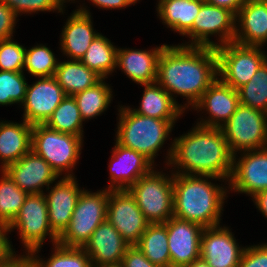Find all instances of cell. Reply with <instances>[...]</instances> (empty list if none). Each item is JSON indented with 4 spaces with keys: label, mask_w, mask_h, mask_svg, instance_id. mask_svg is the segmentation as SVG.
<instances>
[{
    "label": "cell",
    "mask_w": 267,
    "mask_h": 267,
    "mask_svg": "<svg viewBox=\"0 0 267 267\" xmlns=\"http://www.w3.org/2000/svg\"><path fill=\"white\" fill-rule=\"evenodd\" d=\"M218 78L216 49L166 45L158 60L157 80L178 104L174 94L185 97L183 110L194 106Z\"/></svg>",
    "instance_id": "cell-1"
},
{
    "label": "cell",
    "mask_w": 267,
    "mask_h": 267,
    "mask_svg": "<svg viewBox=\"0 0 267 267\" xmlns=\"http://www.w3.org/2000/svg\"><path fill=\"white\" fill-rule=\"evenodd\" d=\"M167 153L166 165L175 167L171 171L177 168L172 173L214 176L223 182L231 177L233 154L221 128L197 124L188 133L176 137Z\"/></svg>",
    "instance_id": "cell-2"
},
{
    "label": "cell",
    "mask_w": 267,
    "mask_h": 267,
    "mask_svg": "<svg viewBox=\"0 0 267 267\" xmlns=\"http://www.w3.org/2000/svg\"><path fill=\"white\" fill-rule=\"evenodd\" d=\"M211 178L221 179L173 173V217L204 228L220 225L227 188L208 182Z\"/></svg>",
    "instance_id": "cell-3"
},
{
    "label": "cell",
    "mask_w": 267,
    "mask_h": 267,
    "mask_svg": "<svg viewBox=\"0 0 267 267\" xmlns=\"http://www.w3.org/2000/svg\"><path fill=\"white\" fill-rule=\"evenodd\" d=\"M118 110L115 141L142 154L154 165L155 156L169 137L174 124L170 120L139 115L128 106H121Z\"/></svg>",
    "instance_id": "cell-4"
},
{
    "label": "cell",
    "mask_w": 267,
    "mask_h": 267,
    "mask_svg": "<svg viewBox=\"0 0 267 267\" xmlns=\"http://www.w3.org/2000/svg\"><path fill=\"white\" fill-rule=\"evenodd\" d=\"M82 143L83 136L62 133L45 124L33 125L31 150L41 156L58 176L67 171L65 177H73L71 171L79 160Z\"/></svg>",
    "instance_id": "cell-5"
},
{
    "label": "cell",
    "mask_w": 267,
    "mask_h": 267,
    "mask_svg": "<svg viewBox=\"0 0 267 267\" xmlns=\"http://www.w3.org/2000/svg\"><path fill=\"white\" fill-rule=\"evenodd\" d=\"M108 198L107 188L94 193L83 189L68 227L58 237V243L65 247L83 248L94 230L107 220Z\"/></svg>",
    "instance_id": "cell-6"
},
{
    "label": "cell",
    "mask_w": 267,
    "mask_h": 267,
    "mask_svg": "<svg viewBox=\"0 0 267 267\" xmlns=\"http://www.w3.org/2000/svg\"><path fill=\"white\" fill-rule=\"evenodd\" d=\"M165 175L153 168L127 189L150 224L173 217V173Z\"/></svg>",
    "instance_id": "cell-7"
},
{
    "label": "cell",
    "mask_w": 267,
    "mask_h": 267,
    "mask_svg": "<svg viewBox=\"0 0 267 267\" xmlns=\"http://www.w3.org/2000/svg\"><path fill=\"white\" fill-rule=\"evenodd\" d=\"M260 46H245L229 42L216 48L219 79L235 90L248 83L267 60Z\"/></svg>",
    "instance_id": "cell-8"
},
{
    "label": "cell",
    "mask_w": 267,
    "mask_h": 267,
    "mask_svg": "<svg viewBox=\"0 0 267 267\" xmlns=\"http://www.w3.org/2000/svg\"><path fill=\"white\" fill-rule=\"evenodd\" d=\"M233 155L267 147V113L239 105L221 127Z\"/></svg>",
    "instance_id": "cell-9"
},
{
    "label": "cell",
    "mask_w": 267,
    "mask_h": 267,
    "mask_svg": "<svg viewBox=\"0 0 267 267\" xmlns=\"http://www.w3.org/2000/svg\"><path fill=\"white\" fill-rule=\"evenodd\" d=\"M18 229L20 239L28 254H38L46 236L52 244L58 243V236L52 231L48 221V205L44 193L28 194L19 214L9 225V232Z\"/></svg>",
    "instance_id": "cell-10"
},
{
    "label": "cell",
    "mask_w": 267,
    "mask_h": 267,
    "mask_svg": "<svg viewBox=\"0 0 267 267\" xmlns=\"http://www.w3.org/2000/svg\"><path fill=\"white\" fill-rule=\"evenodd\" d=\"M236 24V15L232 11L205 1L193 22V27L185 34L191 38L190 44L182 43L181 45L216 49L229 42H234ZM215 34L220 37L219 44L209 39L211 35Z\"/></svg>",
    "instance_id": "cell-11"
},
{
    "label": "cell",
    "mask_w": 267,
    "mask_h": 267,
    "mask_svg": "<svg viewBox=\"0 0 267 267\" xmlns=\"http://www.w3.org/2000/svg\"><path fill=\"white\" fill-rule=\"evenodd\" d=\"M107 220L130 245H136L150 224L128 190H109Z\"/></svg>",
    "instance_id": "cell-12"
},
{
    "label": "cell",
    "mask_w": 267,
    "mask_h": 267,
    "mask_svg": "<svg viewBox=\"0 0 267 267\" xmlns=\"http://www.w3.org/2000/svg\"><path fill=\"white\" fill-rule=\"evenodd\" d=\"M243 154L239 159L233 155L228 189L254 197L267 189V147L243 151Z\"/></svg>",
    "instance_id": "cell-13"
},
{
    "label": "cell",
    "mask_w": 267,
    "mask_h": 267,
    "mask_svg": "<svg viewBox=\"0 0 267 267\" xmlns=\"http://www.w3.org/2000/svg\"><path fill=\"white\" fill-rule=\"evenodd\" d=\"M66 97L56 78L41 77L32 85H27L23 119L31 124H45L54 110Z\"/></svg>",
    "instance_id": "cell-14"
},
{
    "label": "cell",
    "mask_w": 267,
    "mask_h": 267,
    "mask_svg": "<svg viewBox=\"0 0 267 267\" xmlns=\"http://www.w3.org/2000/svg\"><path fill=\"white\" fill-rule=\"evenodd\" d=\"M228 227H206L200 239V258L210 267H238L244 252Z\"/></svg>",
    "instance_id": "cell-15"
},
{
    "label": "cell",
    "mask_w": 267,
    "mask_h": 267,
    "mask_svg": "<svg viewBox=\"0 0 267 267\" xmlns=\"http://www.w3.org/2000/svg\"><path fill=\"white\" fill-rule=\"evenodd\" d=\"M165 224L171 267H186L200 258V239L204 227L175 217Z\"/></svg>",
    "instance_id": "cell-16"
},
{
    "label": "cell",
    "mask_w": 267,
    "mask_h": 267,
    "mask_svg": "<svg viewBox=\"0 0 267 267\" xmlns=\"http://www.w3.org/2000/svg\"><path fill=\"white\" fill-rule=\"evenodd\" d=\"M4 171L10 176L15 184L28 194L44 193L50 189V185L60 178L52 167L33 150L18 161L7 166Z\"/></svg>",
    "instance_id": "cell-17"
},
{
    "label": "cell",
    "mask_w": 267,
    "mask_h": 267,
    "mask_svg": "<svg viewBox=\"0 0 267 267\" xmlns=\"http://www.w3.org/2000/svg\"><path fill=\"white\" fill-rule=\"evenodd\" d=\"M240 105L238 90L222 82L219 77L203 93L192 109H206L208 119L197 124L206 127L221 128Z\"/></svg>",
    "instance_id": "cell-18"
},
{
    "label": "cell",
    "mask_w": 267,
    "mask_h": 267,
    "mask_svg": "<svg viewBox=\"0 0 267 267\" xmlns=\"http://www.w3.org/2000/svg\"><path fill=\"white\" fill-rule=\"evenodd\" d=\"M75 176H63L48 194L44 193L48 205V221L52 231L59 237L68 227L82 189Z\"/></svg>",
    "instance_id": "cell-19"
},
{
    "label": "cell",
    "mask_w": 267,
    "mask_h": 267,
    "mask_svg": "<svg viewBox=\"0 0 267 267\" xmlns=\"http://www.w3.org/2000/svg\"><path fill=\"white\" fill-rule=\"evenodd\" d=\"M110 181L108 190H127L140 177L148 174L154 165L142 154L116 142L109 163Z\"/></svg>",
    "instance_id": "cell-20"
},
{
    "label": "cell",
    "mask_w": 267,
    "mask_h": 267,
    "mask_svg": "<svg viewBox=\"0 0 267 267\" xmlns=\"http://www.w3.org/2000/svg\"><path fill=\"white\" fill-rule=\"evenodd\" d=\"M130 245L108 221L102 222L92 233L83 249L89 255L92 267L119 264Z\"/></svg>",
    "instance_id": "cell-21"
},
{
    "label": "cell",
    "mask_w": 267,
    "mask_h": 267,
    "mask_svg": "<svg viewBox=\"0 0 267 267\" xmlns=\"http://www.w3.org/2000/svg\"><path fill=\"white\" fill-rule=\"evenodd\" d=\"M236 22L234 42L262 47L267 42V0H245Z\"/></svg>",
    "instance_id": "cell-22"
},
{
    "label": "cell",
    "mask_w": 267,
    "mask_h": 267,
    "mask_svg": "<svg viewBox=\"0 0 267 267\" xmlns=\"http://www.w3.org/2000/svg\"><path fill=\"white\" fill-rule=\"evenodd\" d=\"M90 12L79 7L67 19L60 38L61 50L71 60H81L99 32L94 31Z\"/></svg>",
    "instance_id": "cell-23"
},
{
    "label": "cell",
    "mask_w": 267,
    "mask_h": 267,
    "mask_svg": "<svg viewBox=\"0 0 267 267\" xmlns=\"http://www.w3.org/2000/svg\"><path fill=\"white\" fill-rule=\"evenodd\" d=\"M166 44L152 50H117L116 67L121 69L132 81L140 84H152L157 80L158 60Z\"/></svg>",
    "instance_id": "cell-24"
},
{
    "label": "cell",
    "mask_w": 267,
    "mask_h": 267,
    "mask_svg": "<svg viewBox=\"0 0 267 267\" xmlns=\"http://www.w3.org/2000/svg\"><path fill=\"white\" fill-rule=\"evenodd\" d=\"M33 125L24 119L22 123L0 122L1 169L15 163L31 150Z\"/></svg>",
    "instance_id": "cell-25"
},
{
    "label": "cell",
    "mask_w": 267,
    "mask_h": 267,
    "mask_svg": "<svg viewBox=\"0 0 267 267\" xmlns=\"http://www.w3.org/2000/svg\"><path fill=\"white\" fill-rule=\"evenodd\" d=\"M144 91L139 109H133L139 115L161 120H170L174 125L185 112L183 105L177 104L172 96L157 82L144 84Z\"/></svg>",
    "instance_id": "cell-26"
},
{
    "label": "cell",
    "mask_w": 267,
    "mask_h": 267,
    "mask_svg": "<svg viewBox=\"0 0 267 267\" xmlns=\"http://www.w3.org/2000/svg\"><path fill=\"white\" fill-rule=\"evenodd\" d=\"M205 0H159L157 12L159 19L180 35L193 27V22Z\"/></svg>",
    "instance_id": "cell-27"
},
{
    "label": "cell",
    "mask_w": 267,
    "mask_h": 267,
    "mask_svg": "<svg viewBox=\"0 0 267 267\" xmlns=\"http://www.w3.org/2000/svg\"><path fill=\"white\" fill-rule=\"evenodd\" d=\"M54 77L67 96H74L93 87L103 79L80 60L71 59L70 61L58 62Z\"/></svg>",
    "instance_id": "cell-28"
},
{
    "label": "cell",
    "mask_w": 267,
    "mask_h": 267,
    "mask_svg": "<svg viewBox=\"0 0 267 267\" xmlns=\"http://www.w3.org/2000/svg\"><path fill=\"white\" fill-rule=\"evenodd\" d=\"M136 246L151 263L171 267L165 223L149 224Z\"/></svg>",
    "instance_id": "cell-29"
},
{
    "label": "cell",
    "mask_w": 267,
    "mask_h": 267,
    "mask_svg": "<svg viewBox=\"0 0 267 267\" xmlns=\"http://www.w3.org/2000/svg\"><path fill=\"white\" fill-rule=\"evenodd\" d=\"M117 50L108 38L99 33L80 61L106 79L117 68Z\"/></svg>",
    "instance_id": "cell-30"
},
{
    "label": "cell",
    "mask_w": 267,
    "mask_h": 267,
    "mask_svg": "<svg viewBox=\"0 0 267 267\" xmlns=\"http://www.w3.org/2000/svg\"><path fill=\"white\" fill-rule=\"evenodd\" d=\"M104 80L73 96L83 121L101 115L110 105L113 98L112 89Z\"/></svg>",
    "instance_id": "cell-31"
},
{
    "label": "cell",
    "mask_w": 267,
    "mask_h": 267,
    "mask_svg": "<svg viewBox=\"0 0 267 267\" xmlns=\"http://www.w3.org/2000/svg\"><path fill=\"white\" fill-rule=\"evenodd\" d=\"M82 124L83 119L75 98L67 95L45 123L50 129L76 136H83Z\"/></svg>",
    "instance_id": "cell-32"
},
{
    "label": "cell",
    "mask_w": 267,
    "mask_h": 267,
    "mask_svg": "<svg viewBox=\"0 0 267 267\" xmlns=\"http://www.w3.org/2000/svg\"><path fill=\"white\" fill-rule=\"evenodd\" d=\"M1 174L0 222L9 226L19 214L28 193L20 189L4 170Z\"/></svg>",
    "instance_id": "cell-33"
},
{
    "label": "cell",
    "mask_w": 267,
    "mask_h": 267,
    "mask_svg": "<svg viewBox=\"0 0 267 267\" xmlns=\"http://www.w3.org/2000/svg\"><path fill=\"white\" fill-rule=\"evenodd\" d=\"M54 253L47 262L35 254H29L36 267H92L89 255L83 248L53 245ZM40 258V259H39Z\"/></svg>",
    "instance_id": "cell-34"
},
{
    "label": "cell",
    "mask_w": 267,
    "mask_h": 267,
    "mask_svg": "<svg viewBox=\"0 0 267 267\" xmlns=\"http://www.w3.org/2000/svg\"><path fill=\"white\" fill-rule=\"evenodd\" d=\"M238 93L241 105L267 113V60Z\"/></svg>",
    "instance_id": "cell-35"
},
{
    "label": "cell",
    "mask_w": 267,
    "mask_h": 267,
    "mask_svg": "<svg viewBox=\"0 0 267 267\" xmlns=\"http://www.w3.org/2000/svg\"><path fill=\"white\" fill-rule=\"evenodd\" d=\"M58 66V61L50 48L45 45H35L26 49V59L24 69L31 75L41 77L54 76Z\"/></svg>",
    "instance_id": "cell-36"
},
{
    "label": "cell",
    "mask_w": 267,
    "mask_h": 267,
    "mask_svg": "<svg viewBox=\"0 0 267 267\" xmlns=\"http://www.w3.org/2000/svg\"><path fill=\"white\" fill-rule=\"evenodd\" d=\"M28 82L23 72L0 71V105L23 103Z\"/></svg>",
    "instance_id": "cell-37"
},
{
    "label": "cell",
    "mask_w": 267,
    "mask_h": 267,
    "mask_svg": "<svg viewBox=\"0 0 267 267\" xmlns=\"http://www.w3.org/2000/svg\"><path fill=\"white\" fill-rule=\"evenodd\" d=\"M26 48L12 40L0 41V71L23 72Z\"/></svg>",
    "instance_id": "cell-38"
},
{
    "label": "cell",
    "mask_w": 267,
    "mask_h": 267,
    "mask_svg": "<svg viewBox=\"0 0 267 267\" xmlns=\"http://www.w3.org/2000/svg\"><path fill=\"white\" fill-rule=\"evenodd\" d=\"M6 3L16 14L22 15L25 13H35L38 11H55L58 10V13L62 12L64 9L65 0H1Z\"/></svg>",
    "instance_id": "cell-39"
},
{
    "label": "cell",
    "mask_w": 267,
    "mask_h": 267,
    "mask_svg": "<svg viewBox=\"0 0 267 267\" xmlns=\"http://www.w3.org/2000/svg\"><path fill=\"white\" fill-rule=\"evenodd\" d=\"M238 267H267V243L245 247Z\"/></svg>",
    "instance_id": "cell-40"
},
{
    "label": "cell",
    "mask_w": 267,
    "mask_h": 267,
    "mask_svg": "<svg viewBox=\"0 0 267 267\" xmlns=\"http://www.w3.org/2000/svg\"><path fill=\"white\" fill-rule=\"evenodd\" d=\"M17 16L13 10L0 0V41L12 38Z\"/></svg>",
    "instance_id": "cell-41"
},
{
    "label": "cell",
    "mask_w": 267,
    "mask_h": 267,
    "mask_svg": "<svg viewBox=\"0 0 267 267\" xmlns=\"http://www.w3.org/2000/svg\"><path fill=\"white\" fill-rule=\"evenodd\" d=\"M121 264L123 267H160L151 263L136 245L127 248Z\"/></svg>",
    "instance_id": "cell-42"
},
{
    "label": "cell",
    "mask_w": 267,
    "mask_h": 267,
    "mask_svg": "<svg viewBox=\"0 0 267 267\" xmlns=\"http://www.w3.org/2000/svg\"><path fill=\"white\" fill-rule=\"evenodd\" d=\"M8 232L9 226L0 222V262L8 259L15 253L7 237Z\"/></svg>",
    "instance_id": "cell-43"
},
{
    "label": "cell",
    "mask_w": 267,
    "mask_h": 267,
    "mask_svg": "<svg viewBox=\"0 0 267 267\" xmlns=\"http://www.w3.org/2000/svg\"><path fill=\"white\" fill-rule=\"evenodd\" d=\"M0 267H36V265L31 261L28 253L21 256L14 253L8 259L1 261Z\"/></svg>",
    "instance_id": "cell-44"
},
{
    "label": "cell",
    "mask_w": 267,
    "mask_h": 267,
    "mask_svg": "<svg viewBox=\"0 0 267 267\" xmlns=\"http://www.w3.org/2000/svg\"><path fill=\"white\" fill-rule=\"evenodd\" d=\"M92 3L103 9H116L126 8L127 6L134 5L132 0H89Z\"/></svg>",
    "instance_id": "cell-45"
},
{
    "label": "cell",
    "mask_w": 267,
    "mask_h": 267,
    "mask_svg": "<svg viewBox=\"0 0 267 267\" xmlns=\"http://www.w3.org/2000/svg\"><path fill=\"white\" fill-rule=\"evenodd\" d=\"M207 3L226 8L232 11L235 15L239 12V9L244 4L245 0H205Z\"/></svg>",
    "instance_id": "cell-46"
},
{
    "label": "cell",
    "mask_w": 267,
    "mask_h": 267,
    "mask_svg": "<svg viewBox=\"0 0 267 267\" xmlns=\"http://www.w3.org/2000/svg\"><path fill=\"white\" fill-rule=\"evenodd\" d=\"M253 202L256 204V208L267 218V189L258 192L254 197Z\"/></svg>",
    "instance_id": "cell-47"
},
{
    "label": "cell",
    "mask_w": 267,
    "mask_h": 267,
    "mask_svg": "<svg viewBox=\"0 0 267 267\" xmlns=\"http://www.w3.org/2000/svg\"><path fill=\"white\" fill-rule=\"evenodd\" d=\"M186 267H210L205 260L198 258Z\"/></svg>",
    "instance_id": "cell-48"
},
{
    "label": "cell",
    "mask_w": 267,
    "mask_h": 267,
    "mask_svg": "<svg viewBox=\"0 0 267 267\" xmlns=\"http://www.w3.org/2000/svg\"><path fill=\"white\" fill-rule=\"evenodd\" d=\"M101 267H123L121 263L119 264H112V265H104V266H101Z\"/></svg>",
    "instance_id": "cell-49"
},
{
    "label": "cell",
    "mask_w": 267,
    "mask_h": 267,
    "mask_svg": "<svg viewBox=\"0 0 267 267\" xmlns=\"http://www.w3.org/2000/svg\"><path fill=\"white\" fill-rule=\"evenodd\" d=\"M132 1H133L134 4L138 2V0H132Z\"/></svg>",
    "instance_id": "cell-50"
}]
</instances>
